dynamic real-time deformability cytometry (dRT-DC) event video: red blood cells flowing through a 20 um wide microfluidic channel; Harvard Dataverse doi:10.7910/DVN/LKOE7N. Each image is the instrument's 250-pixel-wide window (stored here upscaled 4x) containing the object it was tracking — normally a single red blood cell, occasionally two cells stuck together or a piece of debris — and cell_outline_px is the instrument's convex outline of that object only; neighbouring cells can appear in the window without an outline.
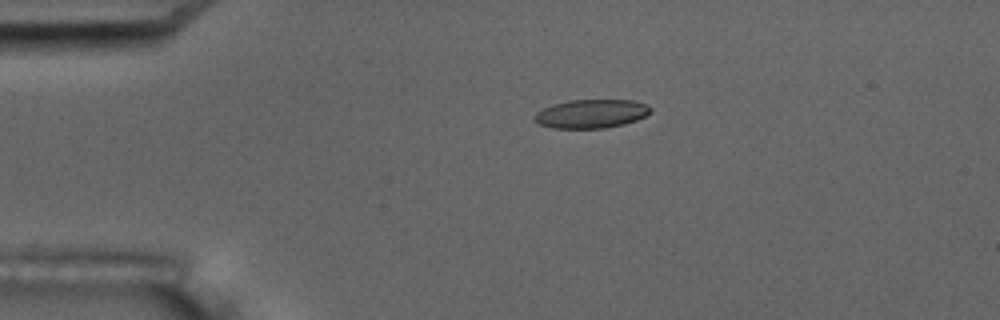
{"species": "common noctule bat (a hibernating species)", "species_latin": "Nyctalus noctula", "temperature_condition": "room temperature", "stored_images_in_passage": 6, "camera_frame_rate_fps": 3000, "um_per_image_px": 0.085, "animal": {"sex": "male", "body_mass_g": 17.5, "forearm_length_mm": 52.3}, "frame": {"image": 1, "passage_image": 4, "time_ms": 3.667, "image_size_px": [1000, 320], "cell_outline_px": [[652, 112], [636, 120], [624, 124], [604, 128], [552, 128], [540, 124], [532, 120], [532, 116], [536, 112], [552, 104], [568, 100], [632, 100], [644, 104], [652, 108]], "centroid_in_image_um": [50.22, 9.67], "position_along_channel_um": 34.8, "area_um2": 19.48}}